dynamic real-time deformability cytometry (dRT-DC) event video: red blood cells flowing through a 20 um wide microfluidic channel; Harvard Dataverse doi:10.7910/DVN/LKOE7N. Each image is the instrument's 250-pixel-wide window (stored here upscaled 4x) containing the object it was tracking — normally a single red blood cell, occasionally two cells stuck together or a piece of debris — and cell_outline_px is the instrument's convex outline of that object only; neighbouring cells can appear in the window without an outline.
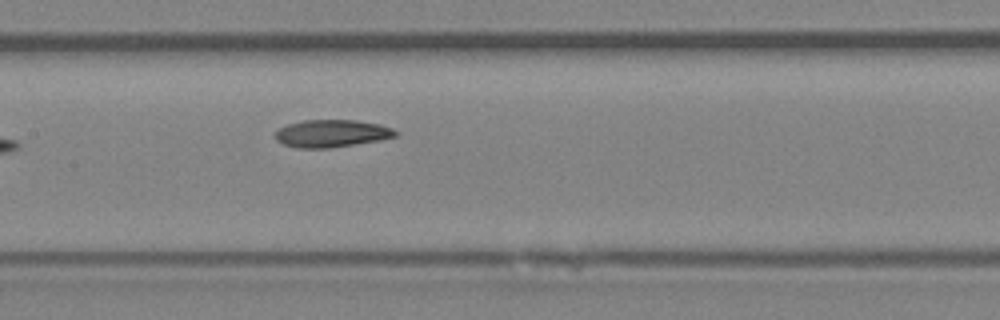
{"species": "Egyptian fruit bat (a non-hibernating species)", "species_latin": "Rousettus aegyptiacus", "temperature_condition": "room temperature", "stored_images_in_passage": 5, "camera_frame_rate_fps": 3000, "um_per_image_px": 0.085, "animal": {"sex": "female"}, "frame": {"image": 1, "passage_image": 5, "time_ms": 5.667, "image_size_px": [1000, 320], "cell_outline_px": [[396, 136], [380, 140], [328, 148], [300, 148], [284, 144], [276, 140], [276, 132], [280, 128], [288, 124], [304, 120], [356, 120], [380, 124], [392, 128], [396, 132]], "centroid_in_image_um": [28.2, 11.34], "position_along_channel_um": 179.2, "area_um2": 19.02}}